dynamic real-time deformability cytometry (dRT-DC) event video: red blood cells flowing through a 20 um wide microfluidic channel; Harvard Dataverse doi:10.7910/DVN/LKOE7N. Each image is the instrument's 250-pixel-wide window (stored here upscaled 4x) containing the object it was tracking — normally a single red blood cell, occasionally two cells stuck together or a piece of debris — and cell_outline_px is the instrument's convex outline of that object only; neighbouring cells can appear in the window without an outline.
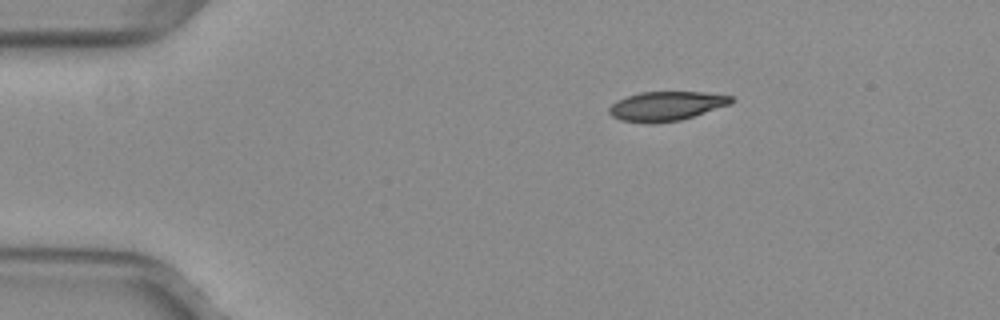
{"species": "common noctule bat (a hibernating species)", "species_latin": "Nyctalus noctula", "temperature_condition": "warm", "stored_images_in_passage": 44, "camera_frame_rate_fps": 3000, "um_per_image_px": 0.085, "animal": {"sex": "female", "body_mass_g": 29.2, "forearm_length_mm": 56.3}, "frame": {"image": 1, "passage_image": 1, "time_ms": 0.0, "image_size_px": [1000, 320], "cell_outline_px": [[732, 104], [680, 120], [652, 124], [648, 124], [620, 120], [612, 116], [608, 112], [608, 108], [616, 100], [640, 92], [704, 92], [732, 96]], "centroid_in_image_um": [56.61, 9.02], "position_along_channel_um": 28.4, "area_um2": 20.92}}
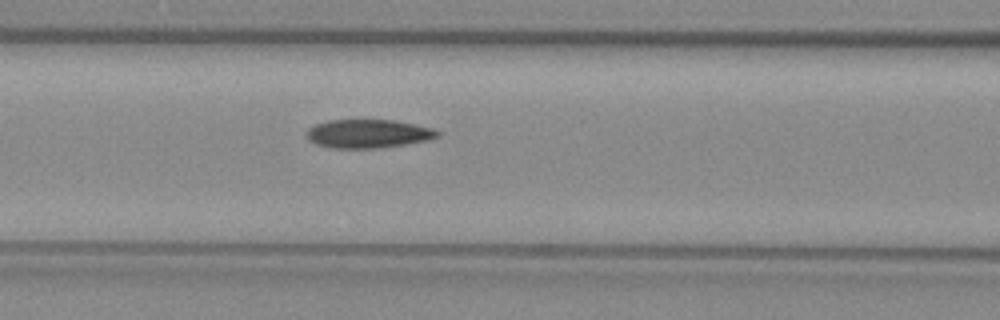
{"frame": {"image": 2, "passage_image": 14, "time_ms": 4.333, "image_size_px": [1000, 320], "cell_outline_px": [[440, 136], [424, 140], [404, 144], [376, 148], [332, 148], [316, 144], [308, 136], [308, 128], [316, 124], [328, 120], [396, 120], [416, 124], [432, 128], [440, 132]], "centroid_in_image_um": [31.31, 11.35], "position_along_channel_um": 135.3, "area_um2": 21.5}}
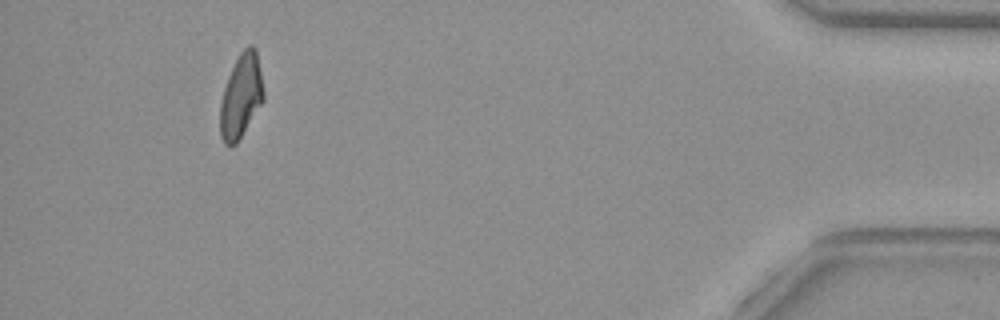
{"frame": {"image": 3, "passage_image": 40, "time_ms": 13.0, "image_size_px": [1000, 320], "cell_outline_px": [[264, 100], [236, 144], [224, 144], [220, 136], [220, 104], [224, 88], [228, 76], [240, 52], [248, 44], [252, 44], [256, 48], [264, 92]], "centroid_in_image_um": [20.49, 8.15], "position_along_channel_um": 414.7, "area_um2": 21.1}, "authors_computed_cell_mechanics": {"area_um2": 21.7039, "velocity_mm_per_s": 4.009, "shape_relaxation_time_tau1_ms": 9.1547, "shape_relaxation_time_tau2_ms": 2.7379, "deformation_change_tau1": 0.2322, "deformation_change_tau2": 0.0839}}